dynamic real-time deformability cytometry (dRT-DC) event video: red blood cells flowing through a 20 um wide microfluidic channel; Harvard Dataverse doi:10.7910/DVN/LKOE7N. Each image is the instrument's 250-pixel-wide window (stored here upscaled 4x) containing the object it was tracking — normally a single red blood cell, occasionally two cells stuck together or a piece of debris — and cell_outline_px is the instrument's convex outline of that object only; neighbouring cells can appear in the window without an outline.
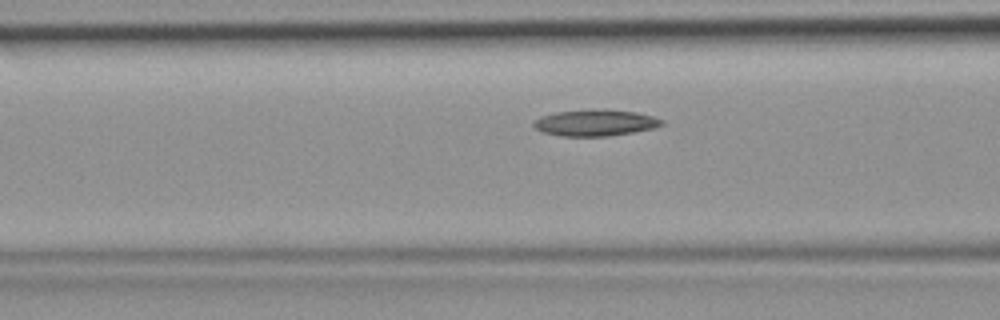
{"species": "common noctule bat (a hibernating species)", "species_latin": "Nyctalus noctula", "temperature_condition": "room temperature", "stored_images_in_passage": 40, "camera_frame_rate_fps": 3000, "um_per_image_px": 0.085, "animal": {"sex": "female", "body_mass_g": 19.9}, "frame": {"image": 1, "passage_image": 13, "time_ms": 4.0, "image_size_px": [1000, 320], "cell_outline_px": [[664, 124], [652, 128], [632, 132], [608, 136], [560, 136], [544, 132], [536, 128], [532, 124], [532, 120], [540, 116], [556, 112], [588, 108], [604, 108], [636, 112], [652, 116], [664, 120]], "centroid_in_image_um": [50.57, 10.41], "position_along_channel_um": 116.0, "area_um2": 20.0}}
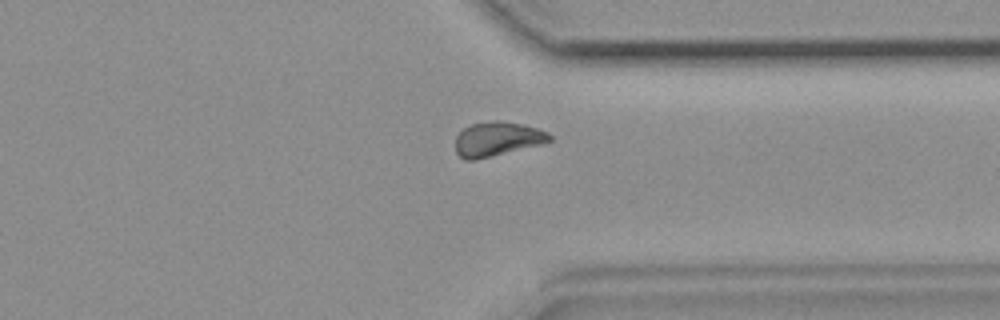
{"frame": {"image": 2, "passage_image": 30, "time_ms": 9.667, "image_size_px": [1000, 320], "cell_outline_px": [[552, 140], [540, 144], [472, 160], [464, 160], [456, 152], [456, 136], [464, 128], [472, 124], [496, 120], [520, 124], [536, 128], [548, 132], [552, 136]], "centroid_in_image_um": [42.25, 11.8], "position_along_channel_um": 369.2, "area_um2": 18.32}}
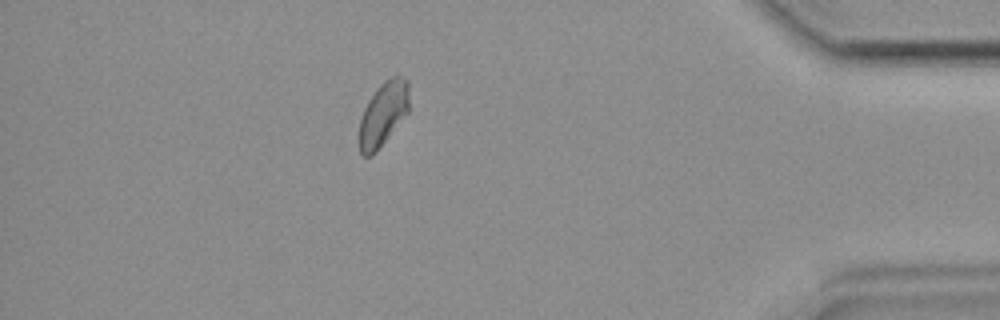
{"frame": {"image": 3, "passage_image": 35, "time_ms": 11.333, "image_size_px": [1000, 320], "cell_outline_px": [[408, 112], [376, 152], [372, 156], [364, 156], [360, 152], [360, 120], [364, 108], [368, 100], [376, 88], [384, 80], [396, 72], [408, 80]], "centroid_in_image_um": [32.58, 9.62], "position_along_channel_um": 402.6, "area_um2": 18.67}}